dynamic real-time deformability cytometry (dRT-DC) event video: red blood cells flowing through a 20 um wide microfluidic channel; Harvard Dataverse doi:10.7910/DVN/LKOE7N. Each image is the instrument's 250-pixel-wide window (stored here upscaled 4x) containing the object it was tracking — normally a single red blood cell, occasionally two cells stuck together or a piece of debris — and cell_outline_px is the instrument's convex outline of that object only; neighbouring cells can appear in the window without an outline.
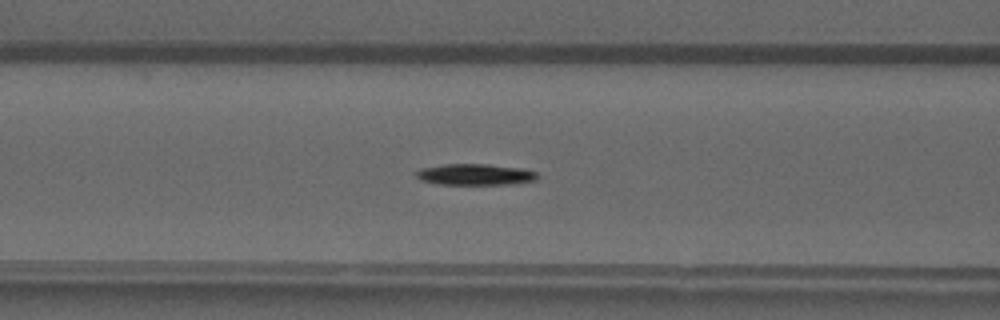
{"species": "common noctule bat (a hibernating species)", "species_latin": "Nyctalus noctula", "temperature_condition": "warm", "stored_images_in_passage": 50, "camera_frame_rate_fps": 3000, "um_per_image_px": 0.085, "animal": {"sex": "male", "forearm_length_mm": 52.5}, "frame": {"image": 1, "passage_image": 21, "time_ms": 6.667, "image_size_px": [1000, 320], "cell_outline_px": [[540, 176], [536, 180], [512, 184], [436, 184], [420, 180], [416, 176], [416, 172], [420, 168], [444, 164], [488, 164], [520, 168], [536, 172]], "centroid_in_image_um": [40.38, 14.83], "position_along_channel_um": 126.2, "area_um2": 15.03}}
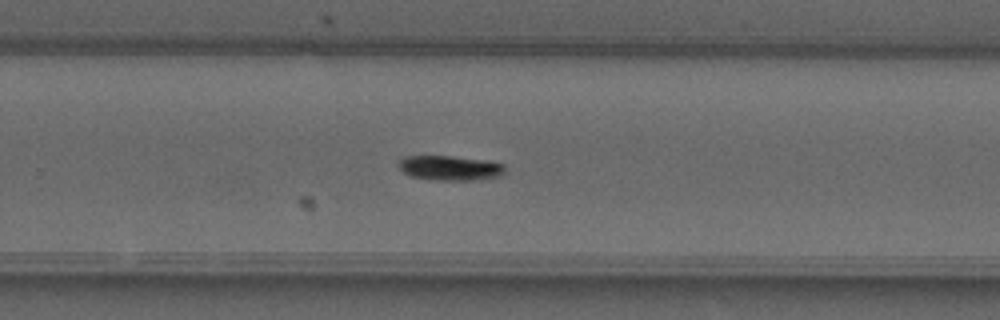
{"frame": {"image": 2, "passage_image": 33, "time_ms": 10.667, "image_size_px": [1000, 320], "cell_outline_px": [[504, 172], [500, 176], [476, 180], [432, 180], [412, 176], [404, 172], [396, 164], [404, 156], [452, 156], [492, 160], [504, 164]], "centroid_in_image_um": [38.28, 14.27], "position_along_channel_um": 291.5, "area_um2": 15.55}}
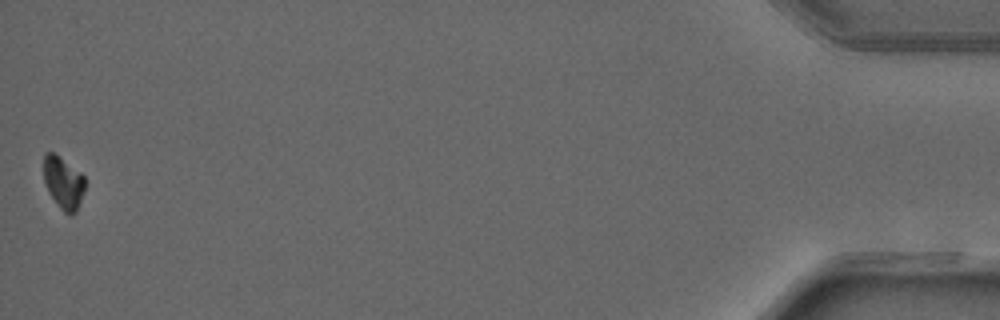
{"frame": {"image": 3, "passage_image": 50, "time_ms": 16.333, "image_size_px": [1000, 320], "cell_outline_px": [[84, 188], [76, 212], [72, 216], [68, 216], [60, 208], [48, 192], [44, 180], [44, 152], [52, 152], [80, 172], [84, 176]], "centroid_in_image_um": [5.37, 15.56], "position_along_channel_um": 429.8, "area_um2": 12.37}, "authors_computed_cell_mechanics": {"area_um2": 13.7564, "velocity_mm_per_s": 4.1539, "shape_relaxation_time_tau1_ms": 2.306, "shape_relaxation_time_tau2_ms": null, "deformation_change_tau1": 0.1666, "deformation_change_tau2": null}}